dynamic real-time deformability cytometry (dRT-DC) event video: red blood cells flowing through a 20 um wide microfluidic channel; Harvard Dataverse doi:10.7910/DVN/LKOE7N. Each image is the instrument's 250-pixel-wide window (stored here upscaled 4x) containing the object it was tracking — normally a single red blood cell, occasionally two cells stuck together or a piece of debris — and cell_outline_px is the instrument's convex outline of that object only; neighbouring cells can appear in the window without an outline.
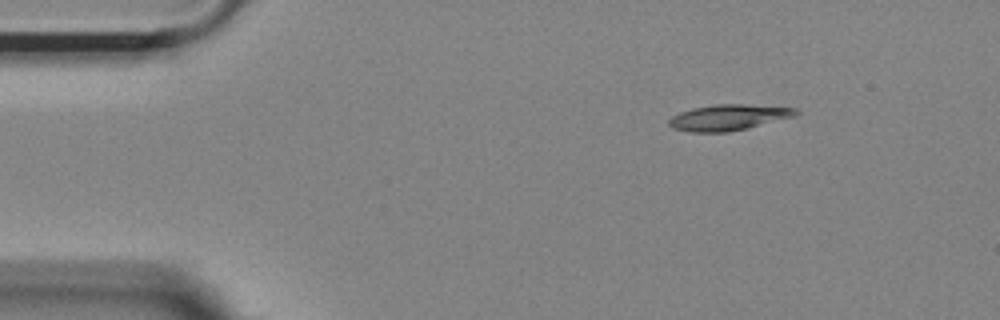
{"species": "Egyptian fruit bat (a non-hibernating species)", "species_latin": "Rousettus aegyptiacus", "temperature_condition": "room temperature", "stored_images_in_passage": 47, "camera_frame_rate_fps": 3000, "um_per_image_px": 0.085, "animal": {"sex": "female"}, "frame": {"image": 1, "passage_image": 1, "time_ms": 0.0, "image_size_px": [1000, 320], "cell_outline_px": [[800, 112], [796, 116], [748, 128], [728, 132], [692, 132], [672, 128], [668, 124], [668, 120], [672, 116], [680, 112], [692, 108], [716, 104], [744, 104], [796, 108]], "centroid_in_image_um": [61.93, 9.98], "position_along_channel_um": 23.1, "area_um2": 19.19}}
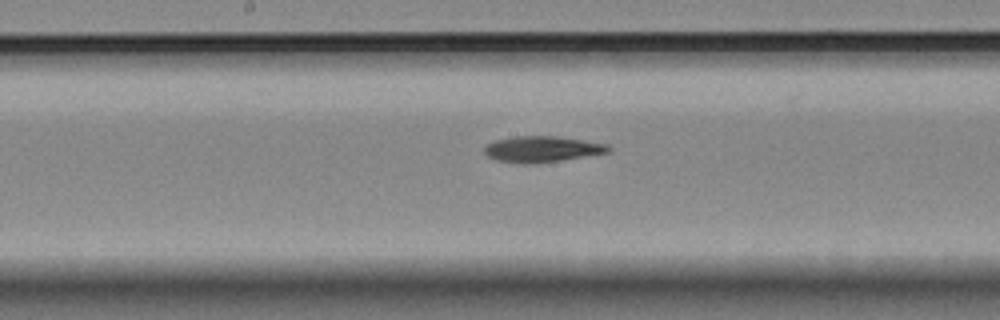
{"frame": {"image": 2, "passage_image": 21, "time_ms": 6.667, "image_size_px": [1000, 320], "cell_outline_px": [[612, 148], [608, 152], [536, 164], [520, 164], [496, 160], [488, 156], [484, 152], [484, 148], [488, 144], [496, 140], [516, 136], [556, 136], [608, 144]], "centroid_in_image_um": [46.05, 12.68], "position_along_channel_um": 202.1, "area_um2": 18.67}}
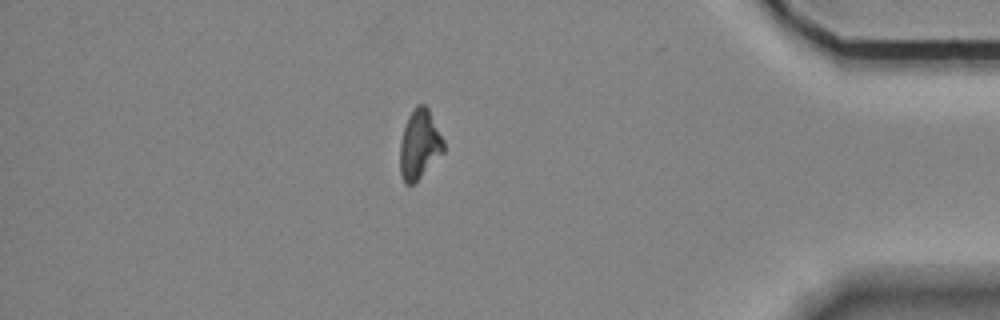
{"frame": {"image": 3, "passage_image": 40, "time_ms": 13.0, "image_size_px": [1000, 320], "cell_outline_px": [[444, 152], [412, 184], [404, 184], [400, 172], [400, 140], [408, 116], [412, 108], [416, 104], [424, 104], [428, 108], [444, 140]], "centroid_in_image_um": [35.64, 12.24], "position_along_channel_um": 399.6, "area_um2": 17.51}}